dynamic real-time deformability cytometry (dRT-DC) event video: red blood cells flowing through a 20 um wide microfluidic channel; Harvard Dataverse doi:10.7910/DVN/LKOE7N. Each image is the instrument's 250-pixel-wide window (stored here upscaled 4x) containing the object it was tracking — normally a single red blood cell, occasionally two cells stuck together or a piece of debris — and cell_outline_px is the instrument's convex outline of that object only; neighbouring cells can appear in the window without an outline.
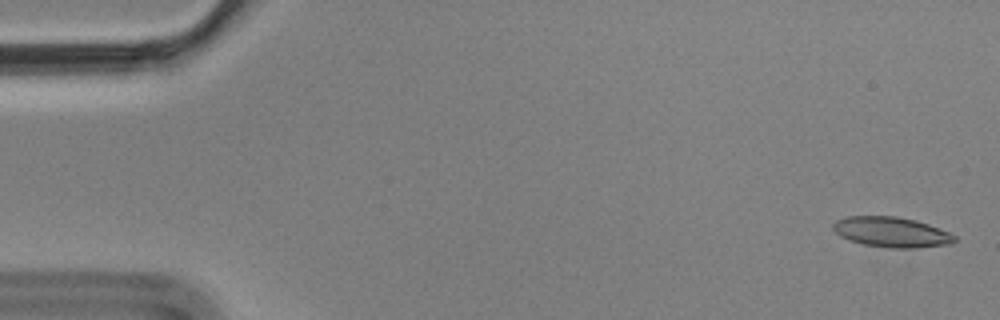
{"species": "Egyptian fruit bat (a non-hibernating species)", "species_latin": "Rousettus aegyptiacus", "temperature_condition": "cold", "stored_images_in_passage": 5, "camera_frame_rate_fps": 3000, "um_per_image_px": 0.085, "animal": {"sex": "male"}, "frame": {"image": 1, "passage_image": 1, "time_ms": 0.0, "image_size_px": [1000, 320], "cell_outline_px": [[956, 240], [952, 244], [916, 248], [888, 248], [864, 244], [848, 240], [840, 236], [832, 228], [832, 224], [836, 220], [848, 216], [896, 216], [916, 220], [928, 224], [948, 232], [956, 236]], "centroid_in_image_um": [75.77, 19.73], "position_along_channel_um": 9.2, "area_um2": 21.5}}